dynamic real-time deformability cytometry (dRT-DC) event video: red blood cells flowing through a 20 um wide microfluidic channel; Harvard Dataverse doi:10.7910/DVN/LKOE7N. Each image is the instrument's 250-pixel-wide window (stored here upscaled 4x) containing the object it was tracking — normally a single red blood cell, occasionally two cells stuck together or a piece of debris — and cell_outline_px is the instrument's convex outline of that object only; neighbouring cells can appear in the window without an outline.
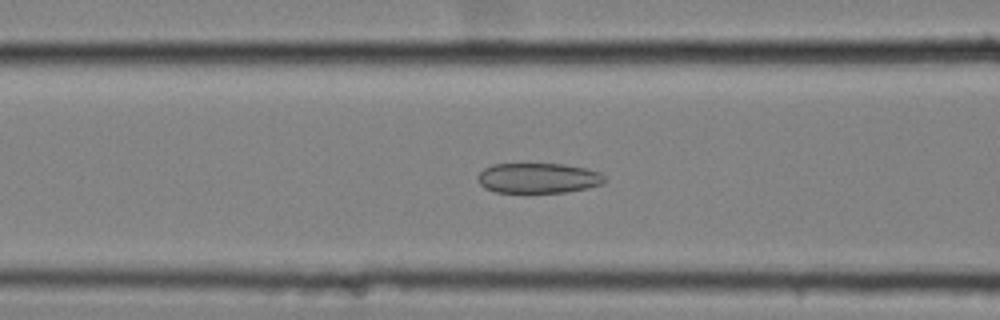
{"species": "common noctule bat (a hibernating species)", "species_latin": "Nyctalus noctula", "temperature_condition": "cold", "stored_images_in_passage": 53, "camera_frame_rate_fps": 3000, "um_per_image_px": 0.085, "animal": {"sex": "female", "body_mass_g": 25.1}, "frame": {"image": 1, "passage_image": 19, "time_ms": 6.0, "image_size_px": [1000, 320], "cell_outline_px": [[608, 180], [604, 184], [564, 192], [496, 192], [484, 188], [480, 184], [480, 172], [484, 168], [492, 164], [564, 164], [584, 168], [600, 172]], "centroid_in_image_um": [45.78, 15.13], "position_along_channel_um": 120.8, "area_um2": 22.14}}
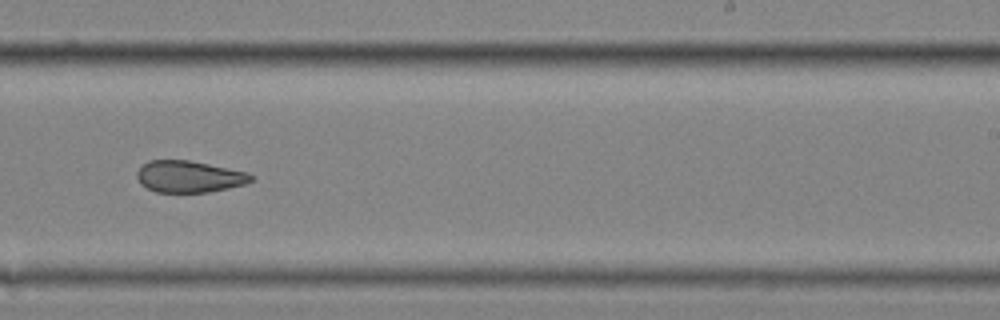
{"frame": {"image": 2, "passage_image": 32, "time_ms": 10.333, "image_size_px": [1000, 320], "cell_outline_px": [[252, 180], [244, 184], [228, 188], [208, 192], [156, 192], [140, 184], [136, 176], [136, 172], [148, 160], [188, 160], [248, 172], [252, 176]], "centroid_in_image_um": [16.04, 15.01], "position_along_channel_um": 273.0, "area_um2": 20.92}}
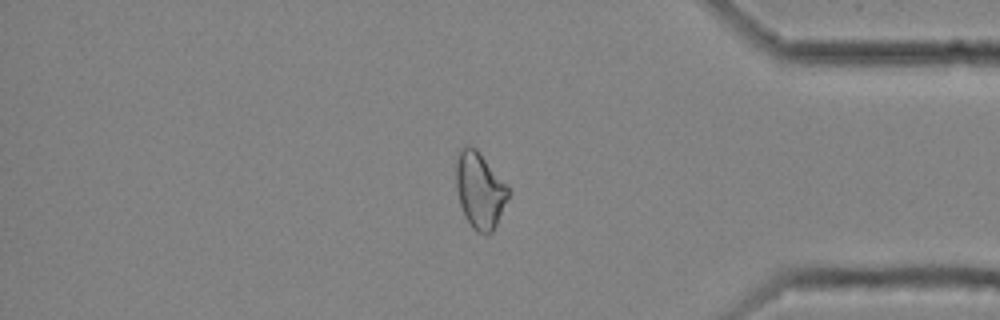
{"frame": {"image": 3, "passage_image": 44, "time_ms": 14.333, "image_size_px": [1000, 320], "cell_outline_px": [[512, 192], [492, 232], [476, 232], [472, 228], [464, 216], [460, 204], [456, 188], [456, 164], [460, 148], [464, 144], [472, 144], [476, 148], [508, 184]], "centroid_in_image_um": [40.8, 16.12], "position_along_channel_um": 394.4, "area_um2": 23.58}, "authors_computed_cell_mechanics": {"area_um2": 23.4668, "velocity_mm_per_s": 3.5151, "shape_relaxation_time_tau1_ms": null, "shape_relaxation_time_tau2_ms": 2.8132, "deformation_change_tau1": null, "deformation_change_tau2": 0.0901}}